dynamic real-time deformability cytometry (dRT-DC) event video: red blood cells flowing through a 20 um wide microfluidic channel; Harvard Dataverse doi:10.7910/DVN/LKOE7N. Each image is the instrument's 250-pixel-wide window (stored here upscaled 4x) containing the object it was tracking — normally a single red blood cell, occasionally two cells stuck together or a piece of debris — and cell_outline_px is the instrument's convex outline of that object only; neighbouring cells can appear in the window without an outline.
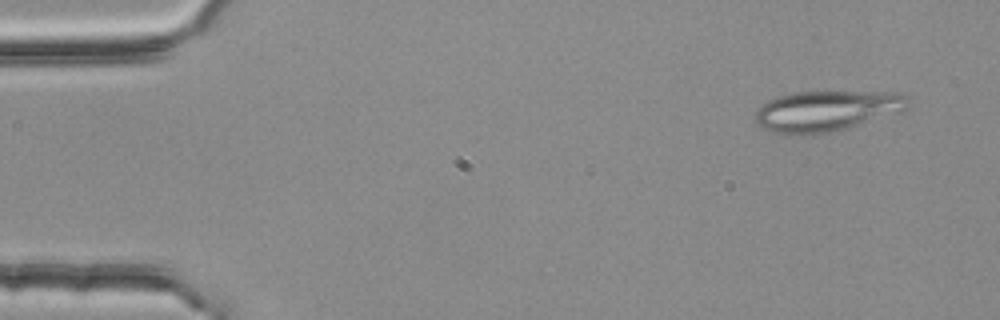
{"species": "common noctule bat (a hibernating species)", "species_latin": "Nyctalus noctula", "temperature_condition": "room temperature", "stored_images_in_passage": 54, "camera_frame_rate_fps": 3000, "um_per_image_px": 0.085, "animal": {"sex": "female", "body_mass_g": 25.1}, "frame": {"image": 1, "passage_image": 4, "time_ms": 1.0, "image_size_px": [1000, 320], "cell_outline_px": [[912, 104], [904, 112], [844, 128], [828, 132], [804, 136], [796, 136], [776, 132], [760, 124], [756, 120], [756, 112], [768, 100], [780, 96], [796, 92], [904, 92], [908, 96]], "centroid_in_image_um": [70.39, 9.42], "position_along_channel_um": 14.6, "area_um2": 36.13}}
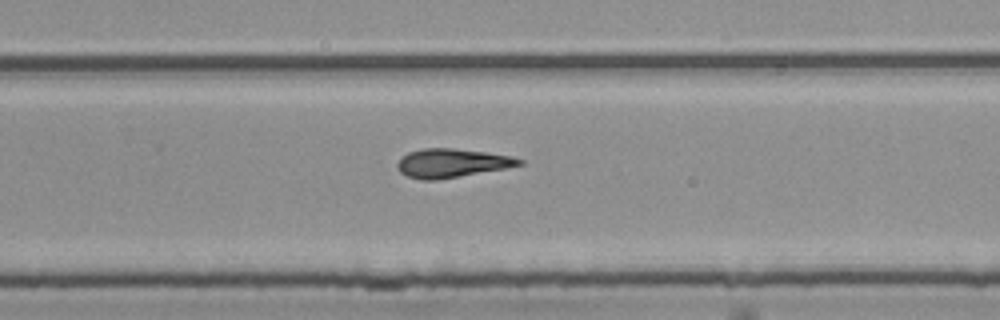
{"frame": {"image": 2, "passage_image": 35, "time_ms": 11.333, "image_size_px": [1000, 320], "cell_outline_px": [[524, 164], [508, 168], [436, 180], [420, 180], [408, 176], [400, 172], [396, 168], [396, 164], [400, 156], [408, 152], [424, 148], [452, 148], [488, 152], [512, 156], [524, 160]], "centroid_in_image_um": [38.4, 13.86], "position_along_channel_um": 291.4, "area_um2": 20.69}}
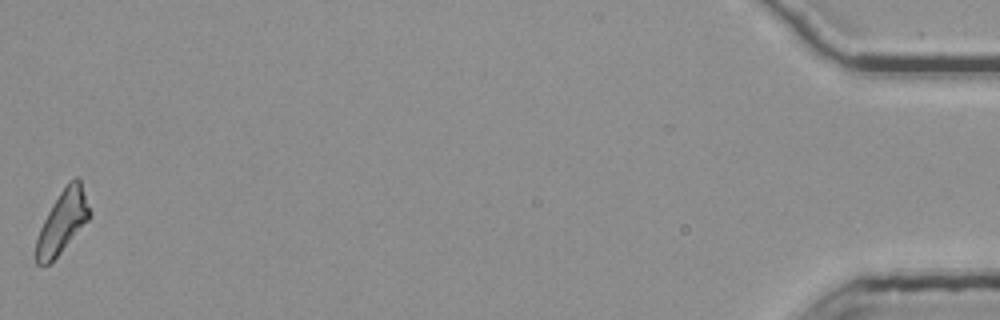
{"frame": {"image": 3, "passage_image": 54, "time_ms": 17.667, "image_size_px": [1000, 320], "cell_outline_px": [[88, 220], [60, 252], [48, 264], [36, 264], [36, 240], [40, 228], [52, 204], [68, 180], [76, 176], [80, 180], [88, 208]], "centroid_in_image_um": [5.27, 18.84], "position_along_channel_um": 429.9, "area_um2": 18.67}}